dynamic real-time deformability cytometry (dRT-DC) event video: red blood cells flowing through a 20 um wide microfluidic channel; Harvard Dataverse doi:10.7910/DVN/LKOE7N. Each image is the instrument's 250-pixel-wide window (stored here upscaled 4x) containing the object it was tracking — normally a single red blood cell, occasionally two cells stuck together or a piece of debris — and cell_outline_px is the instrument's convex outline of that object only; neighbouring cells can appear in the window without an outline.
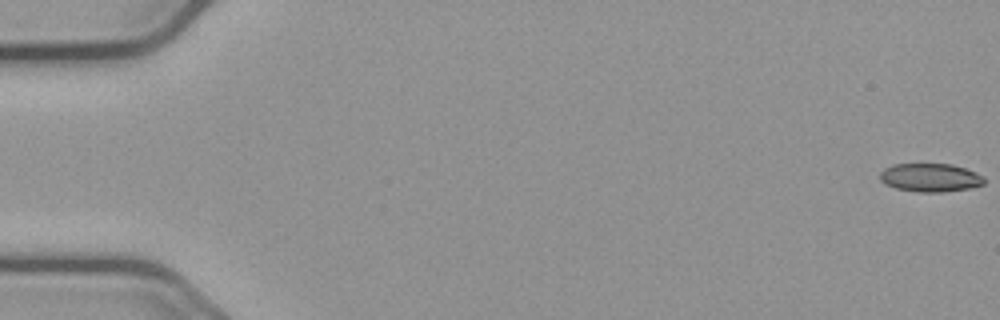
{"species": "common noctule bat (a hibernating species)", "species_latin": "Nyctalus noctula", "temperature_condition": "cold", "stored_images_in_passage": 57, "camera_frame_rate_fps": 3000, "um_per_image_px": 0.085, "animal": {"sex": "male", "body_mass_g": 23.1, "forearm_length_mm": 52.7}, "frame": {"image": 1, "passage_image": 1, "time_ms": 0.0, "image_size_px": [1000, 320], "cell_outline_px": [[984, 184], [968, 188], [944, 192], [920, 192], [896, 188], [884, 184], [880, 180], [880, 172], [884, 168], [892, 164], [952, 164], [976, 172], [984, 176]], "centroid_in_image_um": [79.06, 15.09], "position_along_channel_um": 5.9, "area_um2": 17.28}}
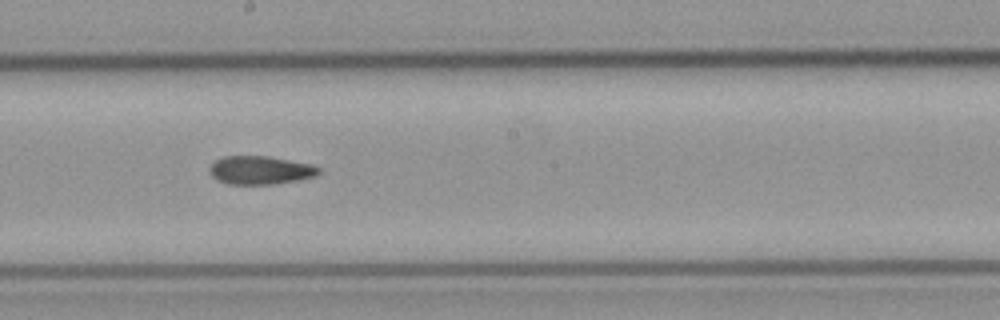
{"frame": {"image": 2, "passage_image": 32, "time_ms": 10.333, "image_size_px": [1000, 320], "cell_outline_px": [[320, 172], [316, 176], [300, 180], [272, 184], [228, 184], [216, 180], [208, 172], [208, 168], [216, 160], [224, 156], [268, 156], [312, 164], [320, 168]], "centroid_in_image_um": [22.12, 14.47], "position_along_channel_um": 226.1, "area_um2": 18.21}}
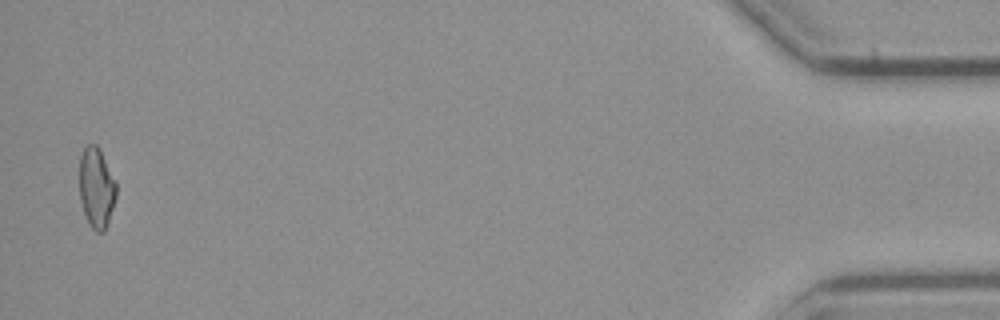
{"frame": {"image": 3, "passage_image": 56, "time_ms": 18.333, "image_size_px": [1000, 320], "cell_outline_px": [[116, 196], [104, 232], [96, 232], [88, 224], [80, 200], [80, 156], [84, 148], [88, 144], [96, 144], [100, 148], [116, 180]], "centroid_in_image_um": [8.2, 15.93], "position_along_channel_um": 427.0, "area_um2": 17.28}, "authors_computed_cell_mechanics": {"area_um2": 18.0914, "velocity_mm_per_s": 3.6891, "shape_relaxation_time_tau1_ms": null, "shape_relaxation_time_tau2_ms": 7.4167, "deformation_change_tau1": null, "deformation_change_tau2": 0.1435}}